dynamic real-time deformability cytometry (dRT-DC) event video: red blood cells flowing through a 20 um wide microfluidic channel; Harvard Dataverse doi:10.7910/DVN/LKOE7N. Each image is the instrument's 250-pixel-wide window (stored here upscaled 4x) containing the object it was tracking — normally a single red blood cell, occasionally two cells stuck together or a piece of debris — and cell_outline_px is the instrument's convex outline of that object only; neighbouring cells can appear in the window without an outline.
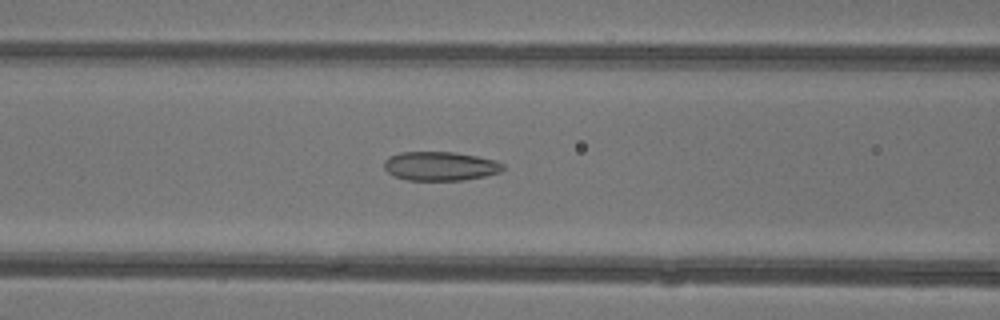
{"species": "common noctule bat (a hibernating species)", "species_latin": "Nyctalus noctula", "temperature_condition": "warm", "stored_images_in_passage": 40, "camera_frame_rate_fps": 3000, "um_per_image_px": 0.085, "animal": {"sex": "female"}, "frame": {"image": 1, "passage_image": 13, "time_ms": 4.0, "image_size_px": [1000, 320], "cell_outline_px": [[504, 168], [500, 172], [484, 176], [464, 180], [408, 180], [392, 176], [384, 168], [384, 160], [388, 156], [400, 152], [452, 152], [476, 156], [496, 160], [504, 164]], "centroid_in_image_um": [37.39, 14.12], "position_along_channel_um": 129.2, "area_um2": 20.17}}
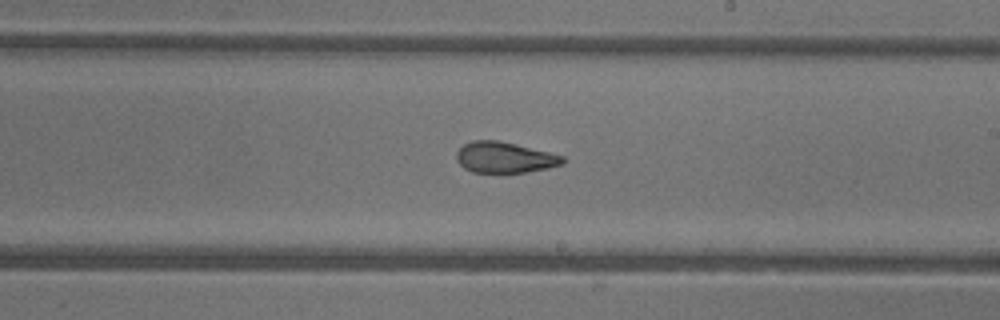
{"frame": {"image": 2, "passage_image": 21, "time_ms": 6.667, "image_size_px": [1000, 320], "cell_outline_px": [[564, 164], [548, 168], [504, 176], [472, 172], [464, 168], [456, 160], [456, 152], [464, 144], [472, 140], [496, 140], [548, 152], [564, 156]], "centroid_in_image_um": [42.86, 13.44], "position_along_channel_um": 246.1, "area_um2": 19.71}}
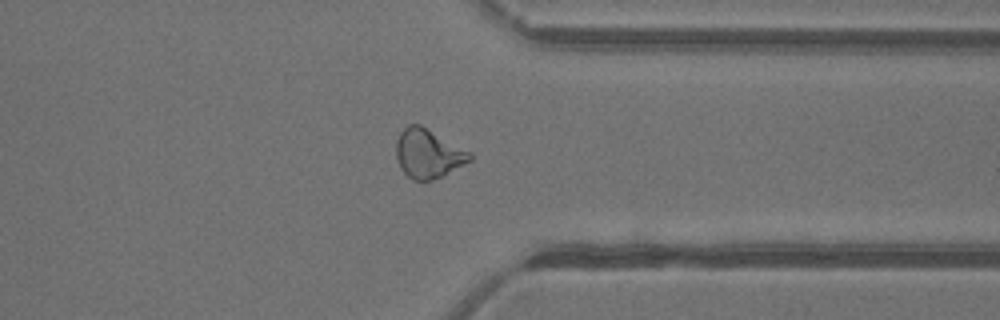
{"frame": {"image": 3, "passage_image": 30, "time_ms": 9.667, "image_size_px": [1000, 320], "cell_outline_px": [[472, 160], [432, 180], [412, 180], [400, 168], [396, 156], [396, 140], [400, 132], [408, 124], [420, 124], [472, 152]], "centroid_in_image_um": [36.38, 13.03], "position_along_channel_um": 375.0, "area_um2": 20.98}, "authors_computed_cell_mechanics": {"area_um2": 21.0103, "velocity_mm_per_s": 4.3848, "shape_relaxation_time_tau1_ms": null, "shape_relaxation_time_tau2_ms": 1.4555, "deformation_change_tau1": null, "deformation_change_tau2": 0.0895}}